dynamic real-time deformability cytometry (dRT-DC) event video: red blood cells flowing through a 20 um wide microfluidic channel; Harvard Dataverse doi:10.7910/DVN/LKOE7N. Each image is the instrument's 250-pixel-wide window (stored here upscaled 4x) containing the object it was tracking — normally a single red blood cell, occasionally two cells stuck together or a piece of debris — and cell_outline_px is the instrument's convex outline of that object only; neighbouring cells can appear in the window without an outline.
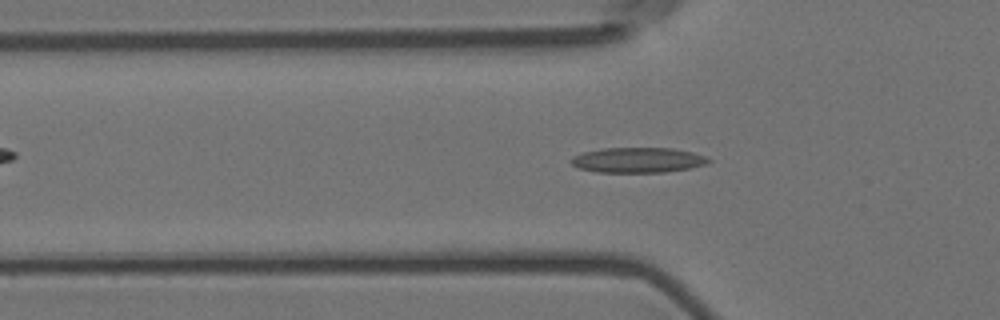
{"species": "Egyptian fruit bat (a non-hibernating species)", "species_latin": "Rousettus aegyptiacus", "temperature_condition": "room temperature", "stored_images_in_passage": 56, "camera_frame_rate_fps": 3000, "um_per_image_px": 0.085, "animal": {"sex": "female"}, "frame": {"image": 1, "passage_image": 17, "time_ms": 5.333, "image_size_px": [1000, 320], "cell_outline_px": [[712, 160], [708, 164], [688, 168], [664, 172], [596, 172], [580, 168], [572, 164], [568, 160], [572, 156], [584, 152], [604, 148], [672, 148], [692, 152], [704, 156]], "centroid_in_image_um": [54.21, 13.6], "position_along_channel_um": 71.6, "area_um2": 20.11}}
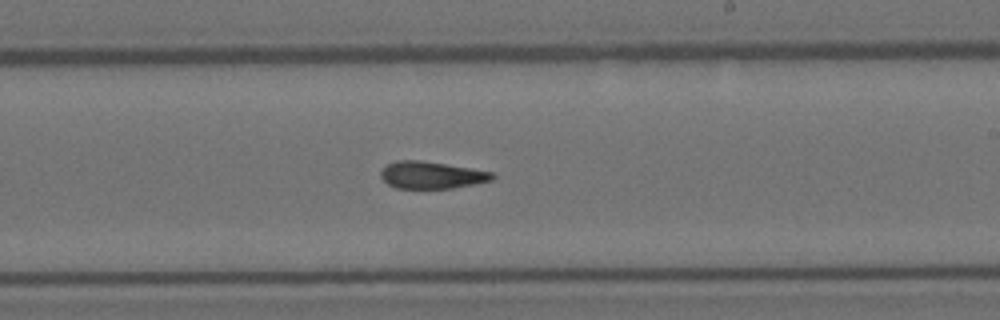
{"frame": {"image": 2, "passage_image": 32, "time_ms": 10.333, "image_size_px": [1000, 320], "cell_outline_px": [[496, 176], [492, 180], [452, 188], [396, 188], [388, 184], [380, 176], [380, 172], [388, 164], [396, 160], [420, 160], [492, 172]], "centroid_in_image_um": [36.65, 14.88], "position_along_channel_um": 252.3, "area_um2": 17.34}}
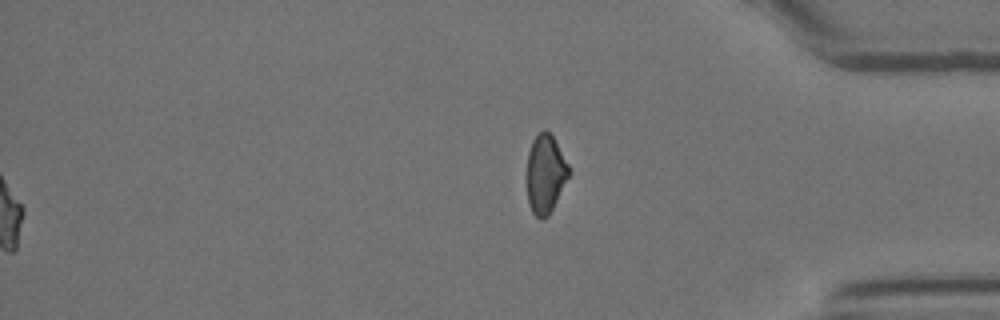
{"frame": {"image": 3, "passage_image": 56, "time_ms": 18.333, "image_size_px": [1000, 320], "cell_outline_px": [[572, 172], [548, 216], [540, 220], [532, 212], [528, 204], [528, 152], [532, 140], [544, 128], [552, 136], [572, 168]], "centroid_in_image_um": [46.4, 14.79], "position_along_channel_um": 388.8, "area_um2": 19.31}, "authors_computed_cell_mechanics": {"area_um2": 18.1781, "velocity_mm_per_s": 3.6058, "shape_relaxation_time_tau1_ms": null, "shape_relaxation_time_tau2_ms": 4.6071, "deformation_change_tau1": null, "deformation_change_tau2": 0.1146}}